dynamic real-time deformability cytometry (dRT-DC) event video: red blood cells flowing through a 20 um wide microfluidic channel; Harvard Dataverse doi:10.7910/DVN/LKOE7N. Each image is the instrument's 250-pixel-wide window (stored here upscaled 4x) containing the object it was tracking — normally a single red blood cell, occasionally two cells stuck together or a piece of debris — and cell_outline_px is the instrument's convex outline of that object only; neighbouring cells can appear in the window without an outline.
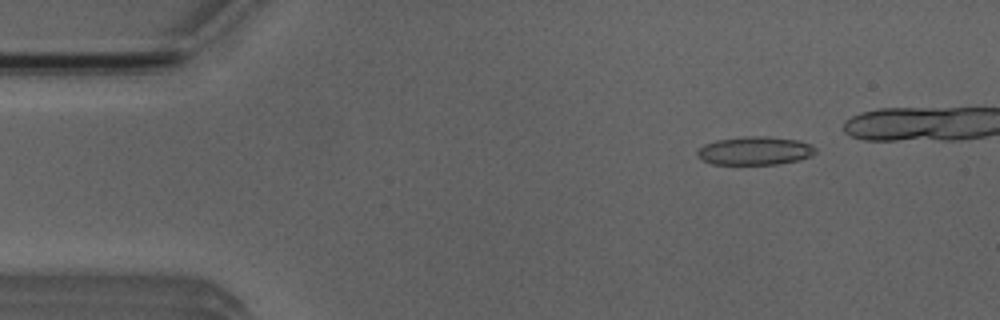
{"species": "Egyptian fruit bat (a non-hibernating species)", "species_latin": "Rousettus aegyptiacus", "temperature_condition": "room temperature", "stored_images_in_passage": 5, "camera_frame_rate_fps": 3000, "um_per_image_px": 0.085, "animal": {"sex": "male"}, "frame": {"image": 1, "passage_image": 2, "time_ms": 1.0, "image_size_px": [1000, 320], "cell_outline_px": [[816, 152], [812, 156], [796, 160], [776, 164], [712, 164], [696, 156], [696, 152], [704, 144], [716, 140], [752, 136], [768, 136], [796, 140], [808, 144], [816, 148]], "centroid_in_image_um": [64.14, 12.81], "position_along_channel_um": 20.9, "area_um2": 19.31}}